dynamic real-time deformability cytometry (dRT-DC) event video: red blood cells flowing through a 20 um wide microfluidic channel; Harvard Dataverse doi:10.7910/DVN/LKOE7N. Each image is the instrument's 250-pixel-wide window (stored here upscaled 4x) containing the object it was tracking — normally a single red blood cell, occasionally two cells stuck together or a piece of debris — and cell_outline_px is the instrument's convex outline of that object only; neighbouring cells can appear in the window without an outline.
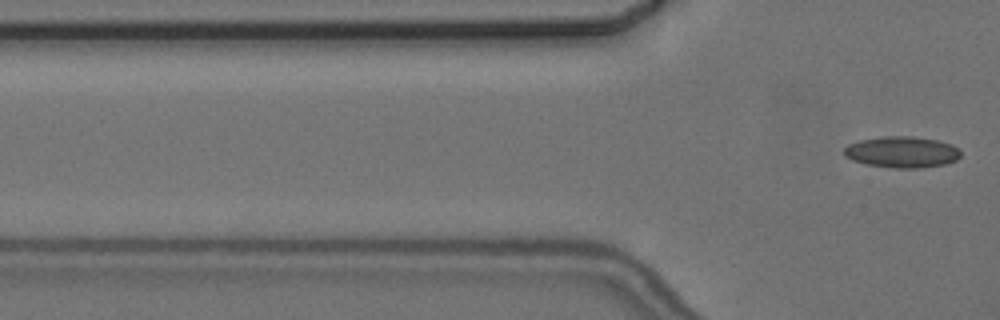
{"species": "common noctule bat (a hibernating species)", "species_latin": "Nyctalus noctula", "temperature_condition": "cold", "stored_images_in_passage": 4, "camera_frame_rate_fps": 3000, "um_per_image_px": 0.085, "animal": {"sex": "female", "body_mass_g": 24.6, "forearm_length_mm": 56.2}, "frame": {"image": 1, "passage_image": 4, "time_ms": 4.667, "image_size_px": [1000, 320], "cell_outline_px": [[960, 156], [956, 160], [944, 164], [916, 168], [896, 168], [868, 164], [852, 160], [844, 156], [844, 148], [848, 144], [860, 140], [884, 136], [912, 136], [936, 140], [952, 144], [960, 152]], "centroid_in_image_um": [76.64, 12.92], "position_along_channel_um": 49.2, "area_um2": 21.04}}